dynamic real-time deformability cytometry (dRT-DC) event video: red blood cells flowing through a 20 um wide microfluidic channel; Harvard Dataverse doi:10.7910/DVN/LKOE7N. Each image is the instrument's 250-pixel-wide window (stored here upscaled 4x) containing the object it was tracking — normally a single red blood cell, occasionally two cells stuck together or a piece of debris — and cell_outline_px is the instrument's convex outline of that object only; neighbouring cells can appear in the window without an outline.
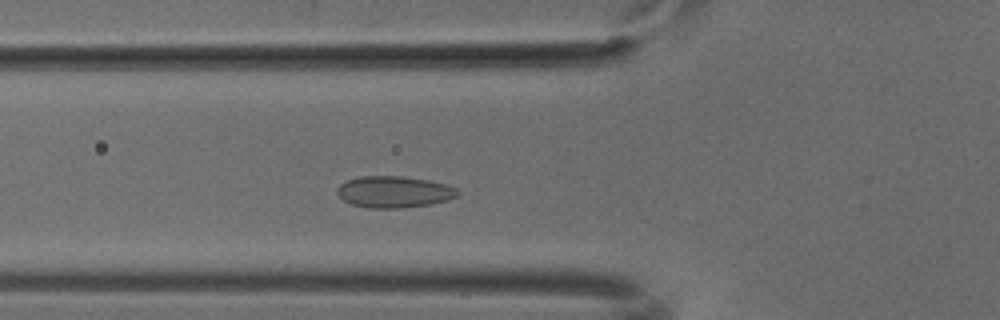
{"species": "common noctule bat (a hibernating species)", "species_latin": "Nyctalus noctula", "temperature_condition": "cold", "stored_images_in_passage": 47, "camera_frame_rate_fps": 3000, "um_per_image_px": 0.085, "animal": {"sex": "male", "body_mass_g": 18.8}, "frame": {"image": 1, "passage_image": 13, "time_ms": 4.0, "image_size_px": [1000, 320], "cell_outline_px": [[460, 192], [456, 196], [448, 200], [432, 204], [400, 208], [368, 208], [352, 204], [344, 200], [336, 192], [336, 188], [340, 184], [348, 180], [360, 176], [404, 176], [428, 180], [444, 184], [456, 188]], "centroid_in_image_um": [33.49, 16.31], "position_along_channel_um": 92.3, "area_um2": 22.14}}
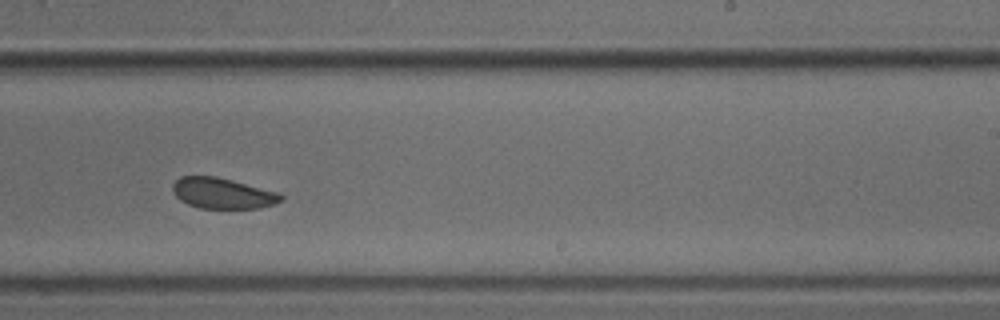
{"frame": {"image": 2, "passage_image": 27, "time_ms": 8.667, "image_size_px": [1000, 320], "cell_outline_px": [[284, 200], [260, 208], [200, 208], [188, 204], [180, 200], [172, 192], [172, 184], [180, 176], [216, 176], [280, 192], [284, 196]], "centroid_in_image_um": [18.93, 16.42], "position_along_channel_um": 270.1, "area_um2": 19.54}}
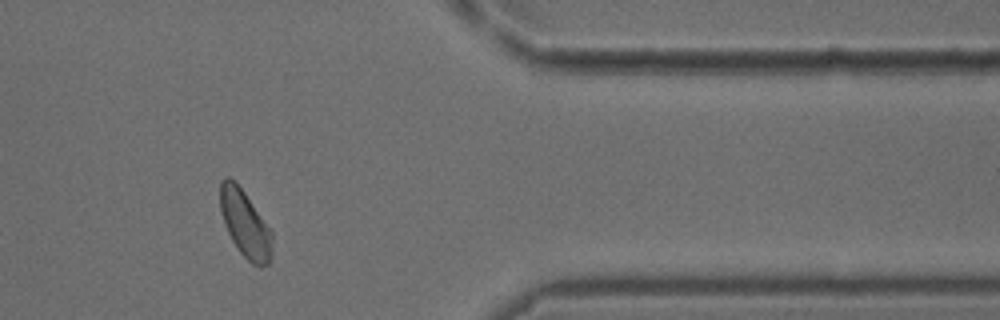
{"frame": {"image": 3, "passage_image": 38, "time_ms": 12.333, "image_size_px": [1000, 320], "cell_outline_px": [[272, 260], [268, 264], [260, 268], [252, 264], [240, 252], [232, 240], [224, 224], [220, 208], [220, 180], [224, 176], [228, 176], [244, 192], [272, 232]], "centroid_in_image_um": [20.84, 19.07], "position_along_channel_um": 390.6, "area_um2": 20.17}}